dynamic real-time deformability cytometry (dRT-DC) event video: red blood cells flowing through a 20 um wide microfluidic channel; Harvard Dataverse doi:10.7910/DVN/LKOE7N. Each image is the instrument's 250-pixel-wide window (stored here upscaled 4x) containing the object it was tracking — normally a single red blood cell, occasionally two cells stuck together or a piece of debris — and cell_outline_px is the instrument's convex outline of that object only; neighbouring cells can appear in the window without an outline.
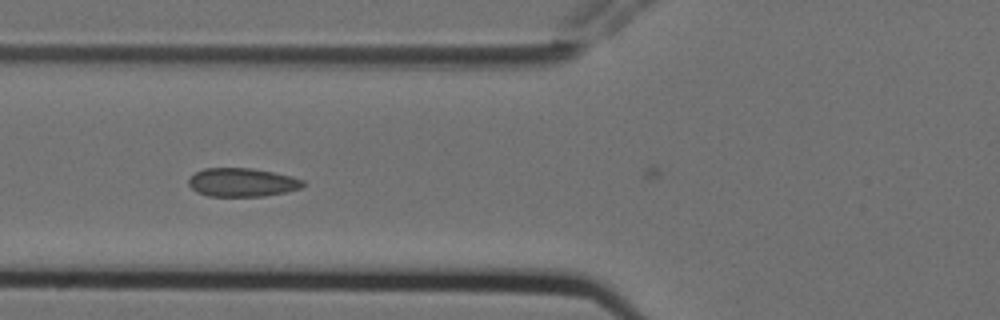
{"species": "Egyptian fruit bat (a non-hibernating species)", "species_latin": "Rousettus aegyptiacus", "temperature_condition": "cold", "stored_images_in_passage": 7, "camera_frame_rate_fps": 3000, "um_per_image_px": 0.085, "animal": {"sex": "female"}, "frame": {"image": 1, "passage_image": 7, "time_ms": 2.0, "image_size_px": [1000, 320], "cell_outline_px": [[304, 184], [300, 188], [284, 192], [264, 196], [208, 196], [196, 192], [188, 184], [188, 180], [196, 172], [204, 168], [252, 168], [292, 176], [304, 180]], "centroid_in_image_um": [20.56, 15.5], "position_along_channel_um": 105.2, "area_um2": 18.96}}